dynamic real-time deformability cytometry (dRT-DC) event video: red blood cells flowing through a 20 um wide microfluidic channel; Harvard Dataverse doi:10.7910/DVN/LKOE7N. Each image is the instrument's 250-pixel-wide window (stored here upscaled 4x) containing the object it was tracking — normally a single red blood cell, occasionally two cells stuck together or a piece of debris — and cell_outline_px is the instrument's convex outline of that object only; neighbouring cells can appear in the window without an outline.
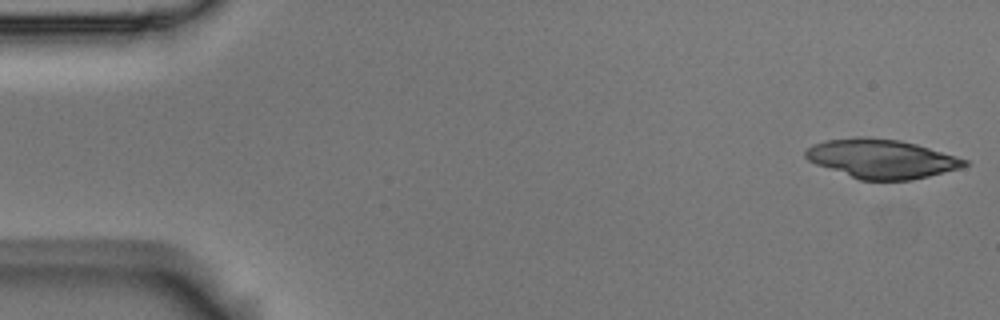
{"species": "Egyptian fruit bat (a non-hibernating species)", "species_latin": "Rousettus aegyptiacus", "temperature_condition": "room temperature", "stored_images_in_passage": 52, "camera_frame_rate_fps": 3000, "um_per_image_px": 0.085, "animal": {"sex": "male"}, "frame": {"image": 1, "passage_image": 1, "time_ms": 0.0, "image_size_px": [1000, 320], "cell_outline_px": [[968, 164], [960, 168], [912, 180], [860, 180], [816, 164], [808, 160], [804, 156], [804, 152], [812, 144], [824, 140], [856, 136], [864, 136], [900, 140], [916, 144], [968, 160]], "centroid_in_image_um": [74.88, 13.48], "position_along_channel_um": 10.1, "area_um2": 36.13}}